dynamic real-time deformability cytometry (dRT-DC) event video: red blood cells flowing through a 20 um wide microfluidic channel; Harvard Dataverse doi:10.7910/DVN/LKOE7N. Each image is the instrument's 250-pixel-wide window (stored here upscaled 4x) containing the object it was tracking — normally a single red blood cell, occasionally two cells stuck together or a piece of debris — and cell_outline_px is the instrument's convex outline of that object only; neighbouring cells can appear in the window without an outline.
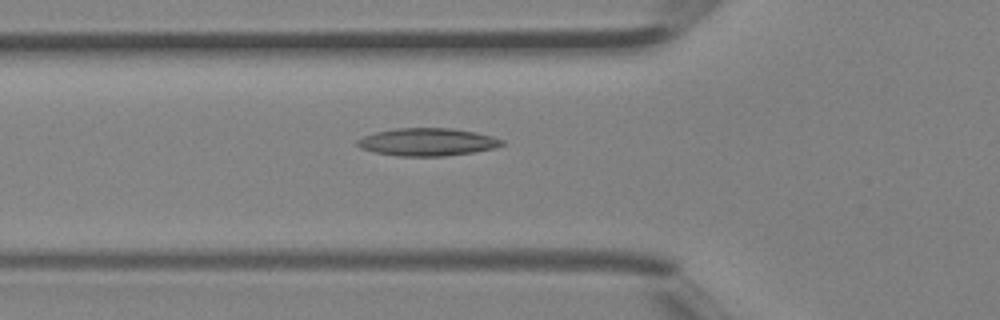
{"species": "Egyptian fruit bat (a non-hibernating species)", "species_latin": "Rousettus aegyptiacus", "temperature_condition": "room temperature", "stored_images_in_passage": 41, "segment_of_instrument_passage": [1, 2], "camera_frame_rate_fps": 3000, "um_per_image_px": 0.085, "animal": {"sex": "female"}, "frame": {"image": 1, "passage_image": 14, "time_ms": 4.333, "image_size_px": [1000, 320], "cell_outline_px": [[504, 144], [496, 148], [472, 152], [444, 156], [396, 156], [376, 152], [360, 148], [356, 144], [356, 140], [364, 136], [376, 132], [396, 128], [452, 128], [476, 132], [492, 136], [504, 140]], "centroid_in_image_um": [36.34, 12.07], "position_along_channel_um": 89.5, "area_um2": 23.35}}
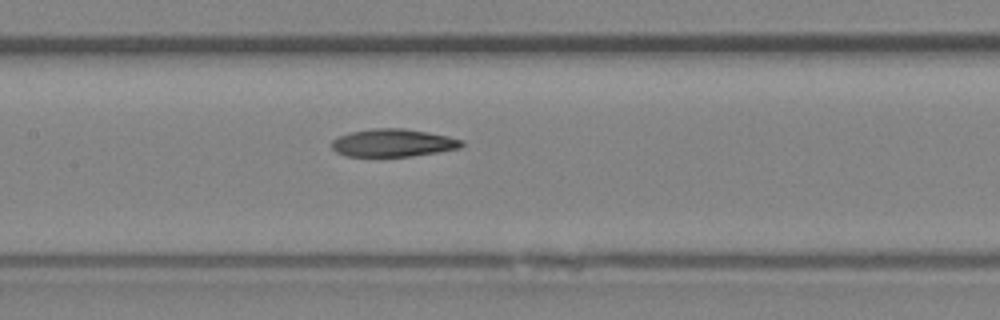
{"frame": {"image": 2, "passage_image": 19, "time_ms": 6.0, "image_size_px": [1000, 320], "cell_outline_px": [[464, 144], [460, 148], [412, 156], [344, 156], [336, 152], [332, 148], [332, 140], [336, 136], [352, 132], [372, 128], [404, 128], [428, 132], [448, 136], [464, 140]], "centroid_in_image_um": [33.4, 12.14], "position_along_channel_um": 174.0, "area_um2": 21.1}}
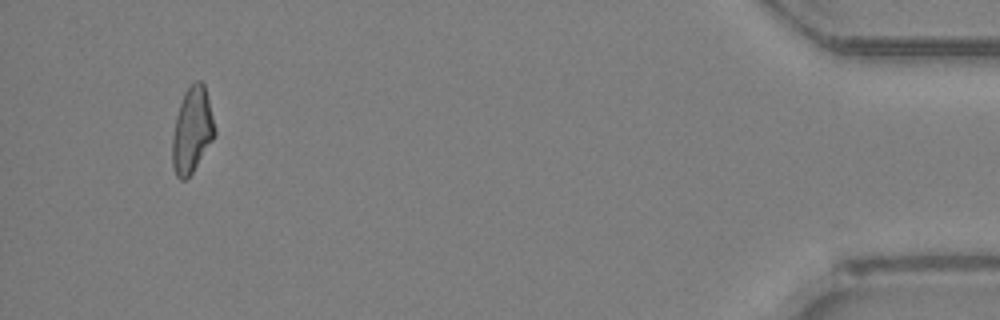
{"frame": {"image": 3, "passage_image": 38, "time_ms": 12.333, "image_size_px": [1000, 320], "cell_outline_px": [[216, 136], [192, 172], [184, 180], [180, 180], [176, 176], [172, 168], [172, 136], [176, 116], [184, 92], [196, 80], [200, 80], [204, 84], [216, 128]], "centroid_in_image_um": [16.33, 11.08], "position_along_channel_um": 418.9, "area_um2": 21.21}}